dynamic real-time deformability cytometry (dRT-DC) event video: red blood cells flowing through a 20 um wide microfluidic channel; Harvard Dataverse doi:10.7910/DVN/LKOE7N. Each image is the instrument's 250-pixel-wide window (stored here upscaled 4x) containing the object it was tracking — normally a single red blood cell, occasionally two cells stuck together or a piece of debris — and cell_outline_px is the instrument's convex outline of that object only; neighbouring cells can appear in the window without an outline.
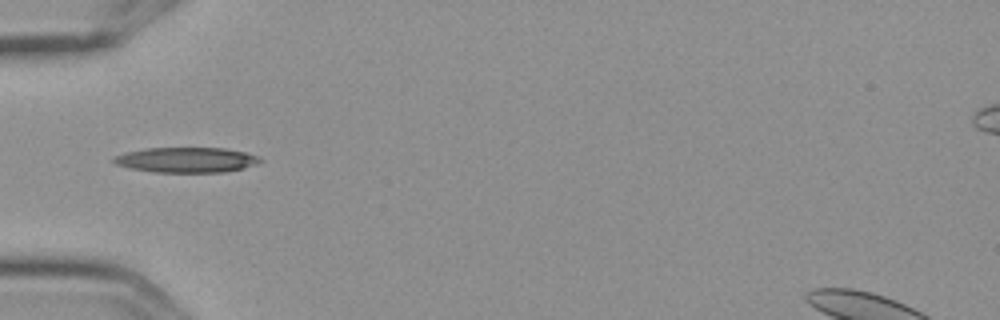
{"species": "Egyptian fruit bat (a non-hibernating species)", "species_latin": "Rousettus aegyptiacus", "temperature_condition": "cold", "stored_images_in_passage": 3, "camera_frame_rate_fps": 3000, "um_per_image_px": 0.085, "frame": {"image": 1, "passage_image": 1, "time_ms": 0.0, "image_size_px": [1000, 320], "cell_outline_px": [[264, 160], [256, 164], [244, 168], [224, 172], [156, 172], [132, 168], [116, 164], [112, 160], [112, 156], [144, 148], [224, 148], [248, 152], [260, 156]], "centroid_in_image_um": [15.9, 13.58], "position_along_channel_um": 69.1, "area_um2": 21.56}}
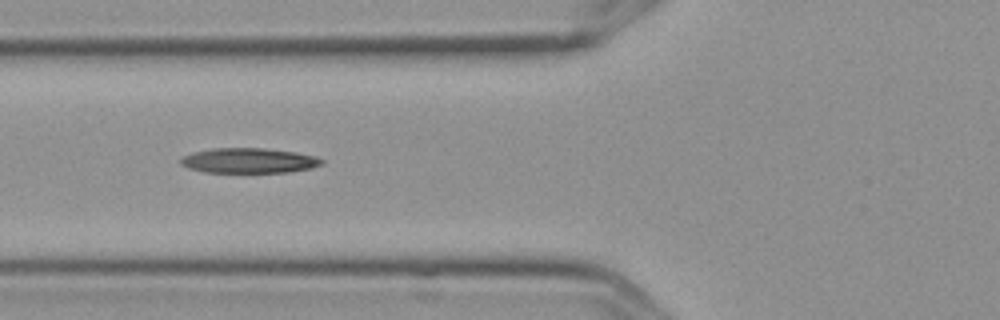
{"frame": {"image": 2, "passage_image": 2, "time_ms": 0.333, "image_size_px": [1000, 320], "cell_outline_px": [[324, 164], [312, 168], [288, 172], [204, 172], [188, 168], [180, 164], [180, 160], [184, 156], [192, 152], [212, 148], [264, 148], [296, 152], [316, 156], [324, 160]], "centroid_in_image_um": [21.17, 13.64], "position_along_channel_um": 104.6, "area_um2": 20.69}}
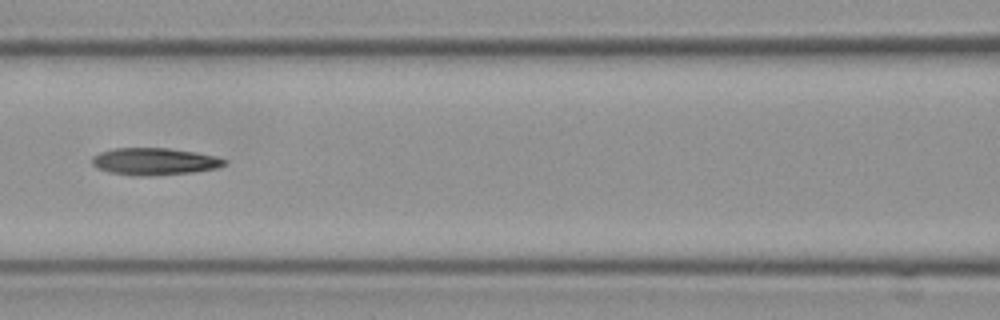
{"frame": {"image": 3, "passage_image": 3, "time_ms": 0.667, "image_size_px": [1000, 320], "cell_outline_px": [[228, 160], [224, 164], [216, 168], [192, 172], [148, 176], [132, 176], [108, 172], [92, 164], [92, 156], [100, 152], [112, 148], [168, 148], [196, 152], [216, 156]], "centroid_in_image_um": [13.11, 13.72], "position_along_channel_um": 153.5, "area_um2": 20.92}}